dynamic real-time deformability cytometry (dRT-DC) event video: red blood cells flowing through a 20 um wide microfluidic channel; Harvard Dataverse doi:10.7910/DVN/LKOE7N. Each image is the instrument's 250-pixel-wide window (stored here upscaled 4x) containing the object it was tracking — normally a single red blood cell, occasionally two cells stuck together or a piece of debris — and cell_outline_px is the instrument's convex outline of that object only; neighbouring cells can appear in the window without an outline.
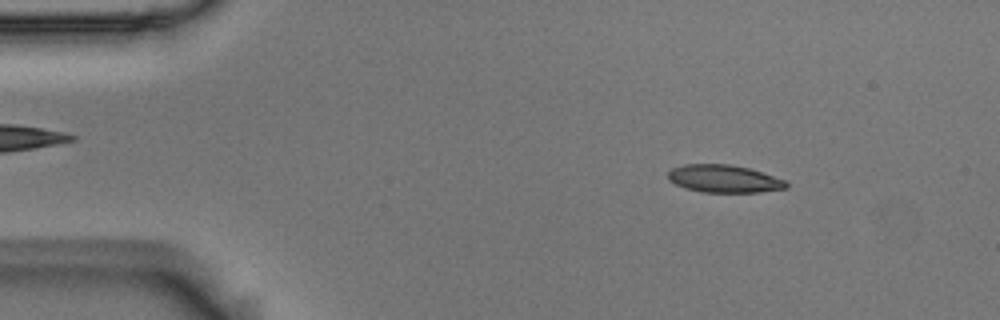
{"species": "Egyptian fruit bat (a non-hibernating species)", "species_latin": "Rousettus aegyptiacus", "temperature_condition": "room temperature", "stored_images_in_passage": 4, "camera_frame_rate_fps": 3000, "um_per_image_px": 0.085, "animal": {"sex": "male"}, "frame": {"image": 1, "passage_image": 1, "time_ms": 0.0, "image_size_px": [1000, 320], "cell_outline_px": [[788, 188], [760, 192], [704, 192], [688, 188], [676, 184], [668, 180], [668, 172], [672, 168], [684, 164], [728, 164], [748, 168], [784, 180], [788, 184]], "centroid_in_image_um": [61.52, 15.19], "position_along_channel_um": 23.5, "area_um2": 18.79}}
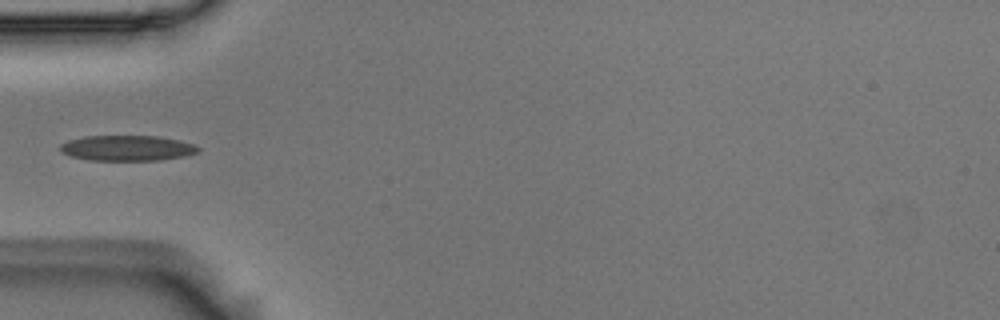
{"frame": {"image": 2, "passage_image": 4, "time_ms": 1.0, "image_size_px": [1000, 320], "cell_outline_px": [[200, 152], [184, 156], [160, 160], [88, 160], [72, 156], [60, 152], [60, 144], [68, 140], [84, 136], [156, 136], [180, 140], [192, 144], [200, 148]], "centroid_in_image_um": [10.8, 12.58], "position_along_channel_um": 74.2, "area_um2": 20.46}}